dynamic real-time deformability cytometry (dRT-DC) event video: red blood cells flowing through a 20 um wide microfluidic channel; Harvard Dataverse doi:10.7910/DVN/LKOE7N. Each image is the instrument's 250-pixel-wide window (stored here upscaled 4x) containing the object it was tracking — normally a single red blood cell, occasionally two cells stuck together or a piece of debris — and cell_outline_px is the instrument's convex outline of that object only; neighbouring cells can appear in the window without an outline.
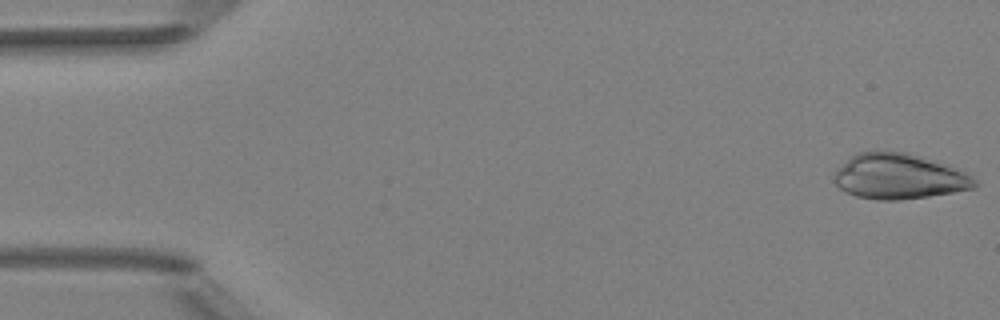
{"species": "Egyptian fruit bat (a non-hibernating species)", "species_latin": "Rousettus aegyptiacus", "temperature_condition": "room temperature", "stored_images_in_passage": 5, "camera_frame_rate_fps": 3000, "um_per_image_px": 0.085, "animal": {"sex": "female"}, "frame": {"image": 1, "passage_image": 1, "time_ms": 0.0, "image_size_px": [1000, 320], "cell_outline_px": [[980, 184], [976, 188], [928, 196], [896, 200], [876, 200], [856, 196], [844, 192], [832, 180], [832, 176], [836, 168], [856, 152], [876, 148], [884, 148], [904, 152], [936, 160], [960, 168], [972, 176]], "centroid_in_image_um": [76.39, 14.95], "position_along_channel_um": 8.6, "area_um2": 38.38}}
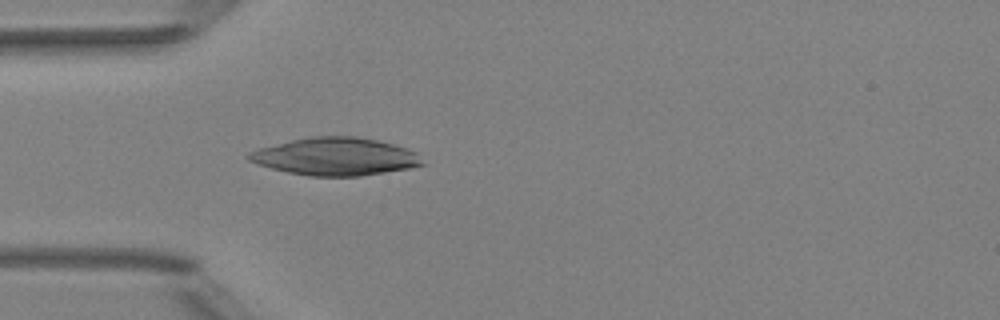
{"frame": {"image": 2, "passage_image": 5, "time_ms": 1.333, "image_size_px": [1000, 320], "cell_outline_px": [[424, 164], [408, 168], [360, 176], [308, 176], [288, 172], [256, 164], [248, 160], [248, 152], [260, 148], [308, 136], [356, 136], [380, 140], [408, 148], [416, 152]], "centroid_in_image_um": [28.51, 13.3], "position_along_channel_um": 56.5, "area_um2": 38.03}}